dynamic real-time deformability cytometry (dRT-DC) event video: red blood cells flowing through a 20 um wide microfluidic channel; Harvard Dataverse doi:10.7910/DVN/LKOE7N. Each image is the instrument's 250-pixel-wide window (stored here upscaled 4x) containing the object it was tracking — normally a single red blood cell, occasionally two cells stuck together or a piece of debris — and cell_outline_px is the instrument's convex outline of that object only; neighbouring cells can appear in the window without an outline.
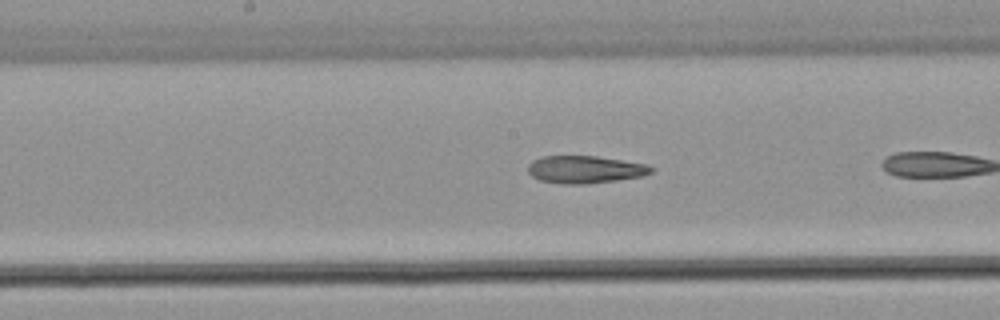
{"species": "common noctule bat (a hibernating species)", "species_latin": "Nyctalus noctula", "temperature_condition": "warm", "stored_images_in_passage": 13, "camera_frame_rate_fps": 3000, "um_per_image_px": 0.085, "animal": {"sex": "male", "body_mass_g": 21.5, "forearm_length_mm": 52.0}, "frame": {"image": 1, "passage_image": 11, "time_ms": 3.333, "image_size_px": [1000, 320], "cell_outline_px": [[652, 172], [644, 176], [588, 184], [560, 184], [540, 180], [532, 176], [528, 172], [528, 164], [532, 160], [540, 156], [596, 156], [648, 164], [652, 168]], "centroid_in_image_um": [49.71, 14.4], "position_along_channel_um": 198.5, "area_um2": 19.88}}